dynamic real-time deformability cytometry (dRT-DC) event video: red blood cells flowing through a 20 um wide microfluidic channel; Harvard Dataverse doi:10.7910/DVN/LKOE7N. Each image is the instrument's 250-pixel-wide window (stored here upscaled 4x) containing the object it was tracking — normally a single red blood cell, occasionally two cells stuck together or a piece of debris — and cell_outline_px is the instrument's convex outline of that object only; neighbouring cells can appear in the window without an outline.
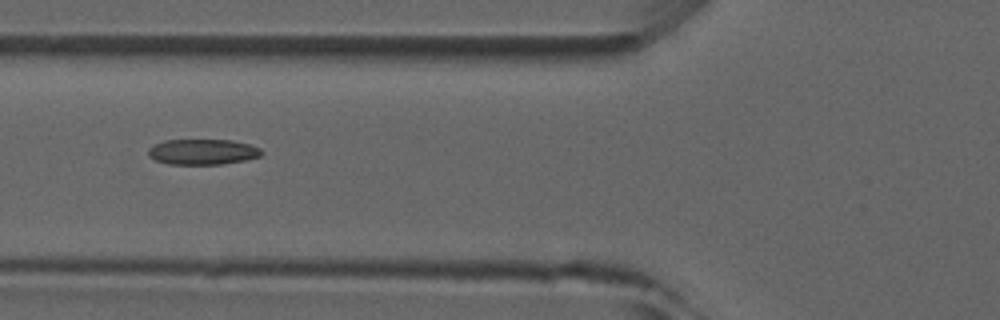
{"species": "common noctule bat (a hibernating species)", "species_latin": "Nyctalus noctula", "temperature_condition": "room temperature", "stored_images_in_passage": 7, "camera_frame_rate_fps": 3000, "um_per_image_px": 0.085, "animal": {"sex": "male", "forearm_length_mm": 52.5}, "frame": {"image": 1, "passage_image": 6, "time_ms": 5.667, "image_size_px": [1000, 320], "cell_outline_px": [[264, 152], [260, 156], [248, 160], [220, 164], [168, 164], [156, 160], [148, 156], [148, 148], [164, 140], [232, 140], [248, 144], [260, 148]], "centroid_in_image_um": [17.24, 12.91], "position_along_channel_um": 108.6, "area_um2": 16.88}}
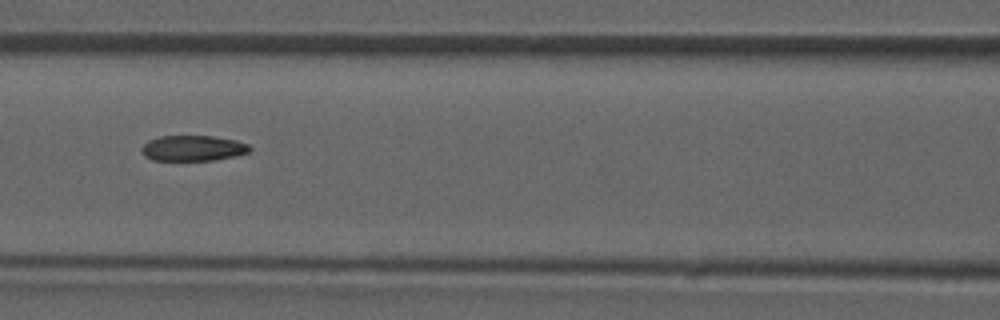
{"frame": {"image": 2, "passage_image": 7, "time_ms": 6.667, "image_size_px": [1000, 320], "cell_outline_px": [[252, 152], [236, 156], [212, 160], [152, 160], [144, 156], [140, 148], [148, 140], [160, 136], [212, 136], [236, 140], [248, 144], [252, 148]], "centroid_in_image_um": [16.42, 12.59], "position_along_channel_um": 150.2, "area_um2": 16.24}}